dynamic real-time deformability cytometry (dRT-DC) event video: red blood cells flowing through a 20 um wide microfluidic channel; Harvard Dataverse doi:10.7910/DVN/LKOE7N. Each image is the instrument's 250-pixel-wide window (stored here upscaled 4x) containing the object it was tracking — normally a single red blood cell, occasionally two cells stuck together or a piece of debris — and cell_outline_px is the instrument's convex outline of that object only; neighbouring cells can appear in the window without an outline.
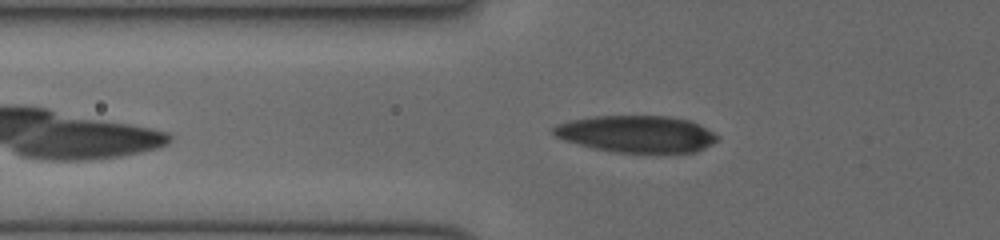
{"species": "human", "species_latin": "Homo sapiens", "temperature_condition": "cold", "stored_images_in_passage": 39, "camera_frame_rate_fps": 3000, "um_per_image_px": 0.085, "donor": {"sex": "female"}, "frame": {"image": 1, "passage_image": 9, "time_ms": 2.667, "image_size_px": [1000, 240], "cell_outline_px": [[720, 140], [696, 152], [616, 152], [596, 148], [564, 140], [556, 136], [552, 132], [552, 128], [556, 124], [572, 120], [596, 116], [668, 116], [688, 120], [700, 124], [720, 136]], "centroid_in_image_um": [54.16, 11.38], "position_along_channel_um": 71.6, "area_um2": 35.03}}
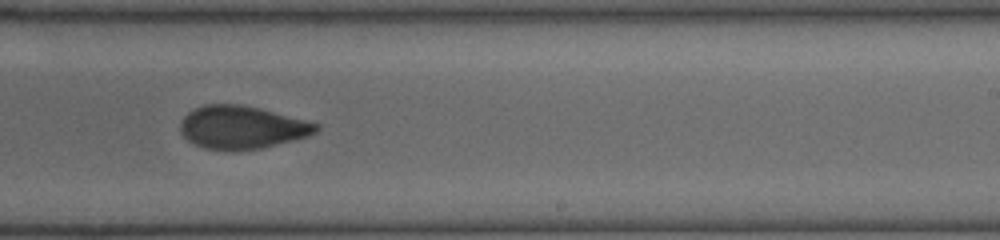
{"frame": {"image": 2, "passage_image": 23, "time_ms": 7.333, "image_size_px": [1000, 240], "cell_outline_px": [[320, 128], [316, 132], [308, 136], [260, 148], [204, 148], [188, 140], [180, 132], [180, 120], [188, 112], [204, 104], [240, 104], [260, 108], [320, 124]], "centroid_in_image_um": [20.55, 10.78], "position_along_channel_um": 268.4, "area_um2": 33.29}}
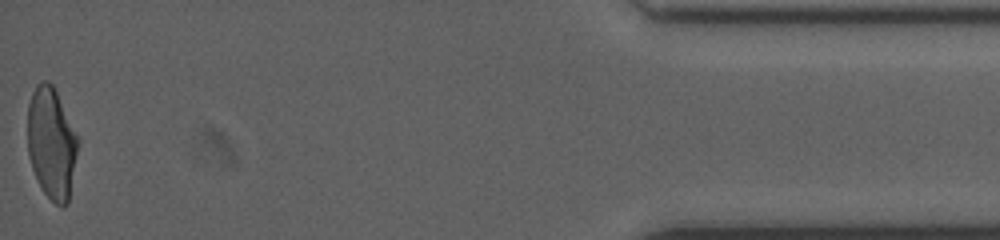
{"frame": {"image": 3, "passage_image": 39, "time_ms": 12.667, "image_size_px": [1000, 240], "cell_outline_px": [[80, 140], [68, 204], [64, 208], [56, 204], [40, 188], [32, 168], [28, 156], [28, 104], [32, 92], [36, 84], [44, 80], [48, 80], [52, 84]], "centroid_in_image_um": [4.39, 12.19], "position_along_channel_um": 430.8, "area_um2": 32.95}}